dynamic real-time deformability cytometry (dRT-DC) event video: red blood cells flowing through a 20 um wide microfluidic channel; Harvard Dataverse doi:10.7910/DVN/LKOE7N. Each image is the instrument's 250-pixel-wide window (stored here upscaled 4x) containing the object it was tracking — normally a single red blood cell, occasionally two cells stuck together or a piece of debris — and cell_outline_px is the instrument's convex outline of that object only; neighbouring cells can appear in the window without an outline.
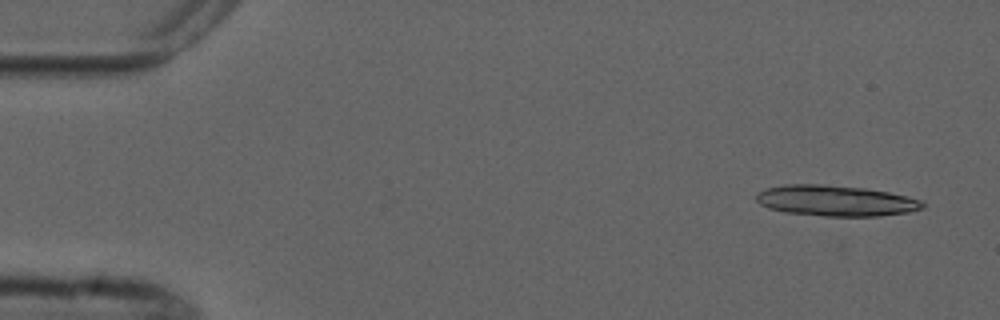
{"species": "common noctule bat (a hibernating species)", "species_latin": "Nyctalus noctula", "temperature_condition": "cold", "stored_images_in_passage": 5, "camera_frame_rate_fps": 3000, "um_per_image_px": 0.085, "animal": {"sex": "male", "forearm_length_mm": 52.5}, "frame": {"image": 1, "passage_image": 1, "time_ms": 0.0, "image_size_px": [1000, 320], "cell_outline_px": [[924, 208], [908, 212], [880, 216], [824, 216], [784, 212], [768, 208], [760, 204], [756, 200], [756, 192], [764, 188], [784, 184], [820, 184], [864, 188], [888, 192], [908, 196], [924, 200]], "centroid_in_image_um": [71.02, 17.06], "position_along_channel_um": 14.0, "area_um2": 30.11}}